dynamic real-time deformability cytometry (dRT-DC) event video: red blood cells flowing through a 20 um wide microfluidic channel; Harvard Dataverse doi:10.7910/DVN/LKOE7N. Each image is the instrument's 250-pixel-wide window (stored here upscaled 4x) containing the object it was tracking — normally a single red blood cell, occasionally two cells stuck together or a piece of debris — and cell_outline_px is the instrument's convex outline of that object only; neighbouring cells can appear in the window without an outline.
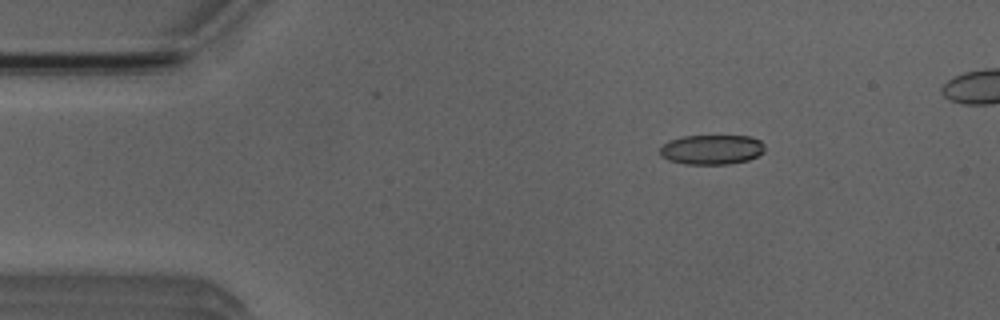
{"species": "Egyptian fruit bat (a non-hibernating species)", "species_latin": "Rousettus aegyptiacus", "temperature_condition": "room temperature", "stored_images_in_passage": 5, "camera_frame_rate_fps": 3000, "um_per_image_px": 0.085, "animal": {"sex": "male"}, "frame": {"image": 1, "passage_image": 3, "time_ms": 2.333, "image_size_px": [1000, 320], "cell_outline_px": [[764, 152], [748, 160], [728, 164], [684, 164], [668, 160], [660, 156], [660, 148], [668, 140], [684, 136], [752, 136], [760, 140], [764, 144]], "centroid_in_image_um": [60.49, 12.71], "position_along_channel_um": 24.5, "area_um2": 18.26}}